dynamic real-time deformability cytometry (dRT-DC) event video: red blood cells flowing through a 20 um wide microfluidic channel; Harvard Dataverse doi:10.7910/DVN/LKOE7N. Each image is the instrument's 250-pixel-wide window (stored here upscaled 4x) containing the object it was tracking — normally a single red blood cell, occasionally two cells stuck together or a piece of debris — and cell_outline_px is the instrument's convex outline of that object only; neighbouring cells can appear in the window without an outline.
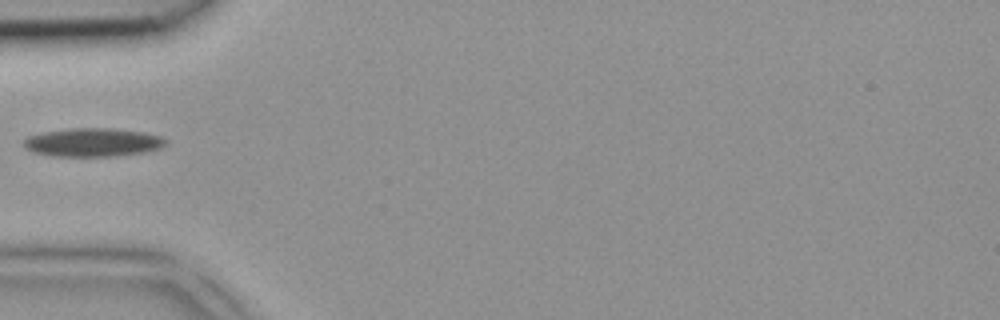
{"species": "common noctule bat (a hibernating species)", "species_latin": "Nyctalus noctula", "temperature_condition": "room temperature", "stored_images_in_passage": 1, "camera_frame_rate_fps": 3000, "um_per_image_px": 0.085, "animal": {"sex": "female", "body_mass_g": 18.4}, "frame": {"image": 1, "passage_image": 1, "time_ms": 0.0, "image_size_px": [1000, 320], "cell_outline_px": [[168, 144], [160, 148], [144, 152], [112, 156], [52, 156], [32, 152], [24, 148], [24, 140], [28, 136], [44, 132], [72, 128], [112, 128], [144, 132], [160, 136], [168, 140]], "centroid_in_image_um": [7.9, 12.1], "position_along_channel_um": 77.1, "area_um2": 23.64}}